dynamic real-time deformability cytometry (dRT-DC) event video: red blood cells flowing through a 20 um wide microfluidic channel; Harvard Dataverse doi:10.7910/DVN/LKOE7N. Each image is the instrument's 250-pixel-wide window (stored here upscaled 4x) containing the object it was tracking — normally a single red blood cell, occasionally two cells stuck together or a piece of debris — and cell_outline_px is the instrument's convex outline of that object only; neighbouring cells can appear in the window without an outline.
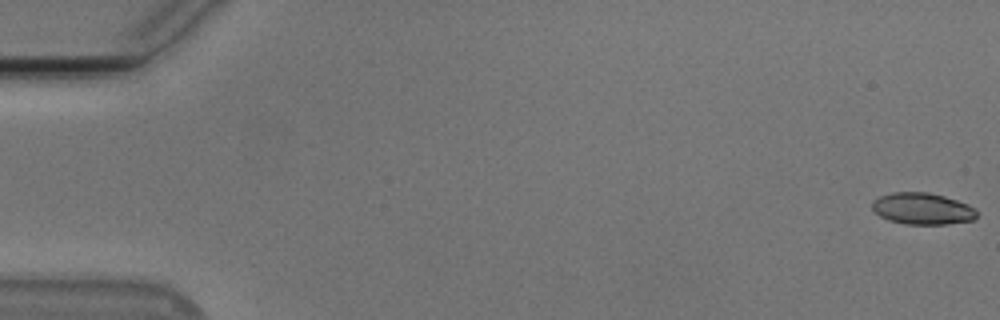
{"species": "Egyptian fruit bat (a non-hibernating species)", "species_latin": "Rousettus aegyptiacus", "temperature_condition": "cold", "stored_images_in_passage": 50, "camera_frame_rate_fps": 3000, "um_per_image_px": 0.085, "animal": {"sex": "male"}, "frame": {"image": 1, "passage_image": 1, "time_ms": 0.0, "image_size_px": [1000, 320], "cell_outline_px": [[976, 216], [972, 220], [948, 224], [904, 224], [888, 220], [880, 216], [872, 208], [872, 200], [880, 196], [892, 192], [928, 192], [944, 196], [968, 204], [976, 208]], "centroid_in_image_um": [78.39, 17.73], "position_along_channel_um": 6.6, "area_um2": 19.31}}
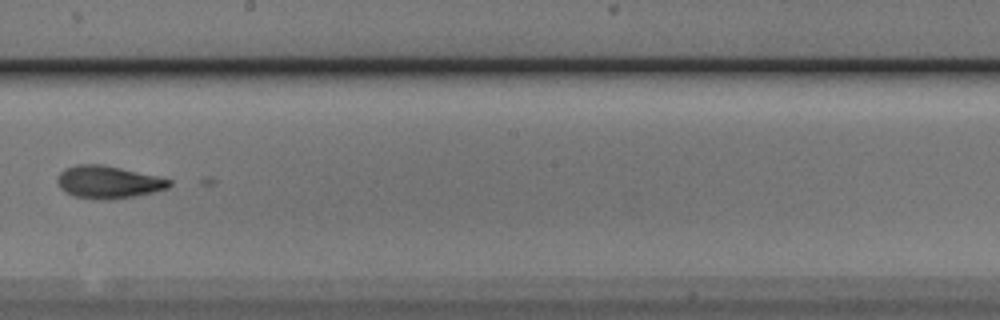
{"frame": {"image": 2, "passage_image": 32, "time_ms": 10.333, "image_size_px": [1000, 320], "cell_outline_px": [[172, 184], [168, 188], [152, 192], [112, 200], [100, 200], [72, 196], [64, 192], [60, 188], [56, 180], [56, 176], [64, 168], [76, 164], [100, 164], [120, 168], [156, 176], [172, 180]], "centroid_in_image_um": [9.14, 15.48], "position_along_channel_um": 239.1, "area_um2": 21.33}}
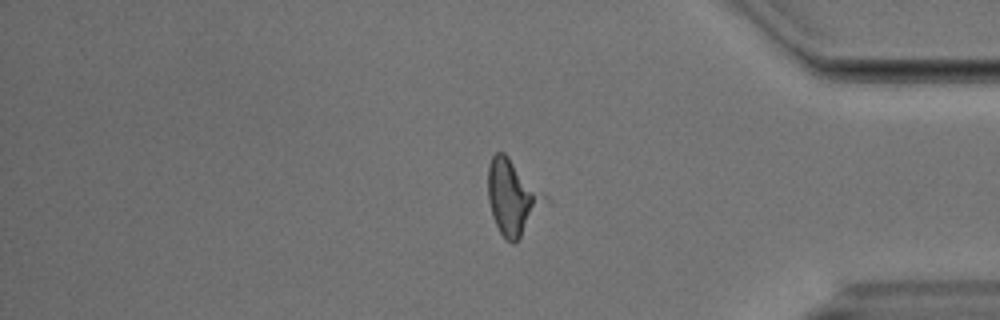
{"frame": {"image": 3, "passage_image": 46, "time_ms": 15.0, "image_size_px": [1000, 320], "cell_outline_px": [[552, 200], [520, 236], [512, 244], [500, 232], [492, 216], [488, 200], [488, 164], [492, 156], [496, 152], [504, 152]], "centroid_in_image_um": [43.61, 16.74], "position_along_channel_um": 391.6, "area_um2": 24.97}}